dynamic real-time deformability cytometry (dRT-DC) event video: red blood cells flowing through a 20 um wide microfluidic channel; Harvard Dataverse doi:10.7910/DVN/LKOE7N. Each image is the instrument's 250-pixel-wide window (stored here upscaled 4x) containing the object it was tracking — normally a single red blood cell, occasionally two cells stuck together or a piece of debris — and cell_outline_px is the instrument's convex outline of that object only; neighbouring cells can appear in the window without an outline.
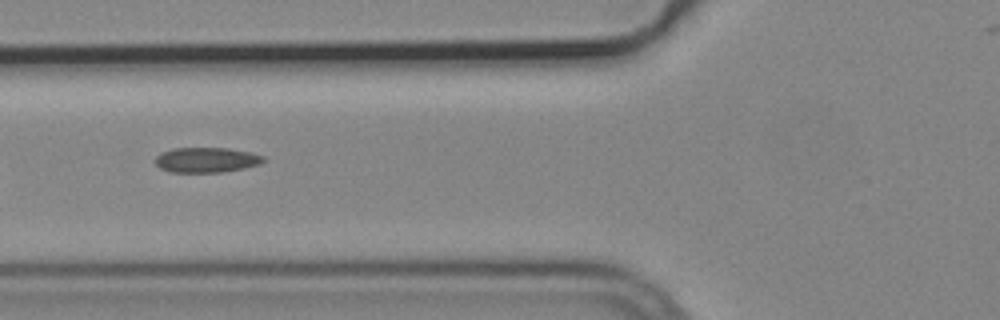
{"species": "common noctule bat (a hibernating species)", "species_latin": "Nyctalus noctula", "temperature_condition": "cold", "stored_images_in_passage": 9, "camera_frame_rate_fps": 3000, "um_per_image_px": 0.085, "animal": {"sex": "male", "body_mass_g": 19.2, "forearm_length_mm": 51.8}, "frame": {"image": 1, "passage_image": 7, "time_ms": 2.0, "image_size_px": [1000, 320], "cell_outline_px": [[264, 160], [260, 164], [244, 168], [220, 172], [172, 172], [160, 168], [156, 164], [156, 156], [160, 152], [172, 148], [228, 148], [252, 152], [264, 156]], "centroid_in_image_um": [17.54, 13.58], "position_along_channel_um": 108.3, "area_um2": 15.84}}
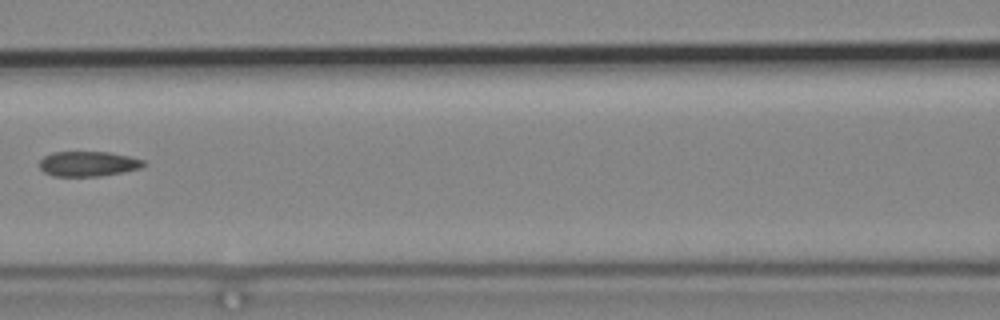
{"frame": {"image": 2, "passage_image": 8, "time_ms": 2.333, "image_size_px": [1000, 320], "cell_outline_px": [[148, 164], [140, 168], [124, 172], [100, 176], [52, 176], [44, 172], [40, 168], [40, 160], [44, 156], [52, 152], [108, 152], [128, 156], [144, 160]], "centroid_in_image_um": [7.5, 13.93], "position_along_channel_um": 159.1, "area_um2": 15.26}}
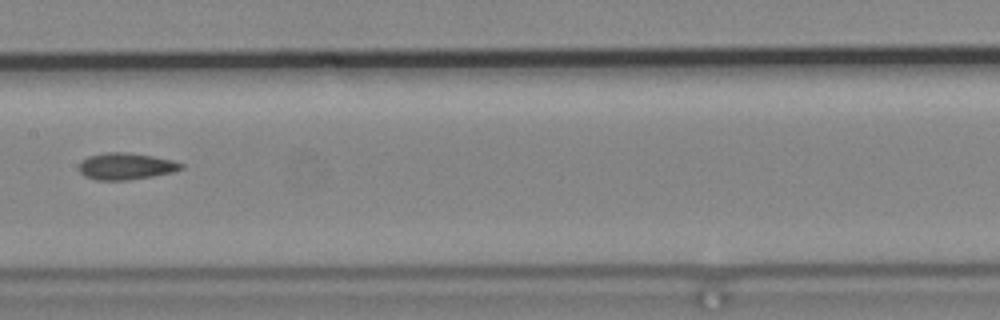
{"frame": {"image": 3, "passage_image": 9, "time_ms": 2.667, "image_size_px": [1000, 320], "cell_outline_px": [[184, 168], [172, 172], [152, 176], [128, 180], [96, 180], [84, 176], [80, 172], [80, 160], [88, 156], [104, 152], [124, 152], [152, 156], [172, 160], [184, 164]], "centroid_in_image_um": [10.68, 14.13], "position_along_channel_um": 196.7, "area_um2": 15.9}}